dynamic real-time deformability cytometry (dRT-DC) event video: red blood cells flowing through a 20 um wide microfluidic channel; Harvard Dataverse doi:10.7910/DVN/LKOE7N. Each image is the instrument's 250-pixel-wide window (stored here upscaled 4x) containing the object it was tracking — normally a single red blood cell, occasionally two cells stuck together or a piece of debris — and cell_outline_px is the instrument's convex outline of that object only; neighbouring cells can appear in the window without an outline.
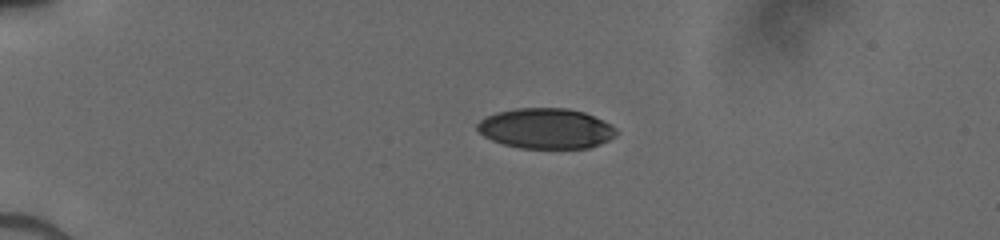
{"species": "human", "species_latin": "Homo sapiens", "temperature_condition": "cold", "stored_images_in_passage": 39, "camera_frame_rate_fps": 3000, "um_per_image_px": 0.085, "donor": {"sex": "male"}, "frame": {"image": 1, "passage_image": 1, "time_ms": 0.0, "image_size_px": [1000, 240], "cell_outline_px": [[616, 132], [608, 140], [600, 144], [588, 148], [520, 148], [504, 144], [492, 140], [484, 136], [476, 128], [476, 124], [484, 116], [496, 112], [516, 108], [568, 108], [584, 112], [616, 128]], "centroid_in_image_um": [46.34, 10.91], "position_along_channel_um": 38.7, "area_um2": 32.48}}
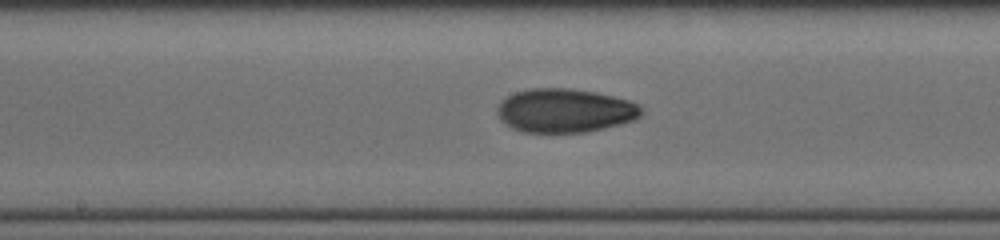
{"frame": {"image": 2, "passage_image": 17, "time_ms": 5.333, "image_size_px": [1000, 240], "cell_outline_px": [[644, 112], [640, 116], [632, 120], [620, 124], [604, 128], [584, 132], [524, 132], [512, 128], [504, 124], [500, 120], [496, 112], [496, 108], [500, 100], [516, 92], [532, 88], [572, 88], [596, 92], [628, 100], [640, 104]], "centroid_in_image_um": [47.99, 9.39], "position_along_channel_um": 200.2, "area_um2": 36.99}}
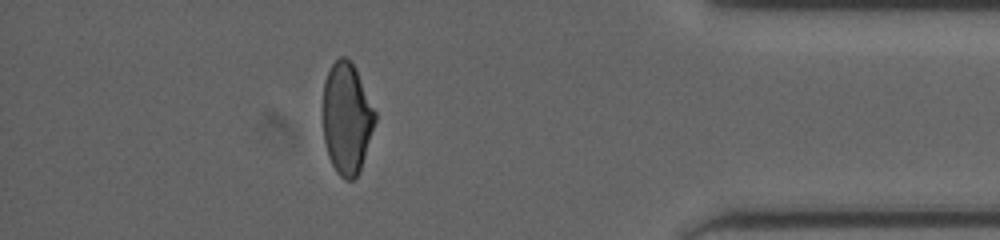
{"frame": {"image": 3, "passage_image": 34, "time_ms": 11.0, "image_size_px": [1000, 240], "cell_outline_px": [[376, 120], [360, 168], [356, 176], [352, 180], [344, 180], [336, 172], [328, 156], [324, 140], [324, 80], [332, 64], [340, 56], [344, 56], [352, 60], [356, 68], [376, 112]], "centroid_in_image_um": [29.48, 10.03], "position_along_channel_um": 405.7, "area_um2": 33.64}}